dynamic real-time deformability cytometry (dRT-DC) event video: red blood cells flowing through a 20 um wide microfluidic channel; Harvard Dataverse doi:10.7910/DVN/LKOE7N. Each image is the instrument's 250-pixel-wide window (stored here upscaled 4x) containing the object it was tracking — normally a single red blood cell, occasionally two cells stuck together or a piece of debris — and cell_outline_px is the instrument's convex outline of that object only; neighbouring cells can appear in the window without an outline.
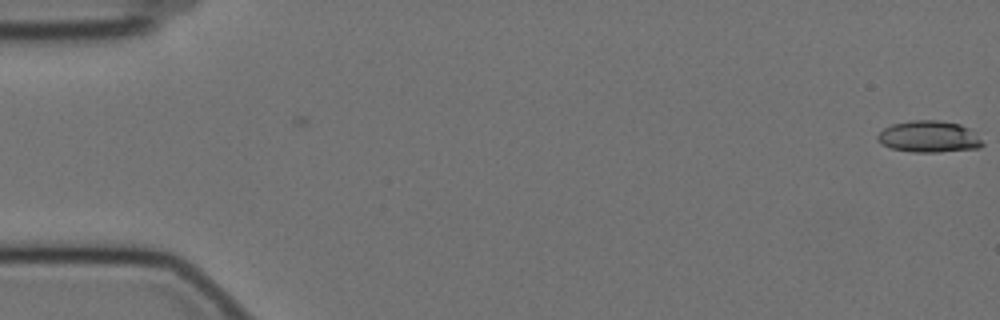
{"species": "Egyptian fruit bat (a non-hibernating species)", "species_latin": "Rousettus aegyptiacus", "temperature_condition": "cold", "stored_images_in_passage": 5, "camera_frame_rate_fps": 3000, "um_per_image_px": 0.085, "animal": {"sex": "female"}, "frame": {"image": 1, "passage_image": 5, "time_ms": 1.333, "image_size_px": [1000, 320], "cell_outline_px": [[984, 144], [980, 148], [940, 152], [912, 152], [892, 148], [880, 144], [876, 140], [876, 136], [884, 128], [892, 124], [912, 120], [940, 120], [960, 124], [968, 128]], "centroid_in_image_um": [78.92, 11.62], "position_along_channel_um": 6.1, "area_um2": 19.31}}